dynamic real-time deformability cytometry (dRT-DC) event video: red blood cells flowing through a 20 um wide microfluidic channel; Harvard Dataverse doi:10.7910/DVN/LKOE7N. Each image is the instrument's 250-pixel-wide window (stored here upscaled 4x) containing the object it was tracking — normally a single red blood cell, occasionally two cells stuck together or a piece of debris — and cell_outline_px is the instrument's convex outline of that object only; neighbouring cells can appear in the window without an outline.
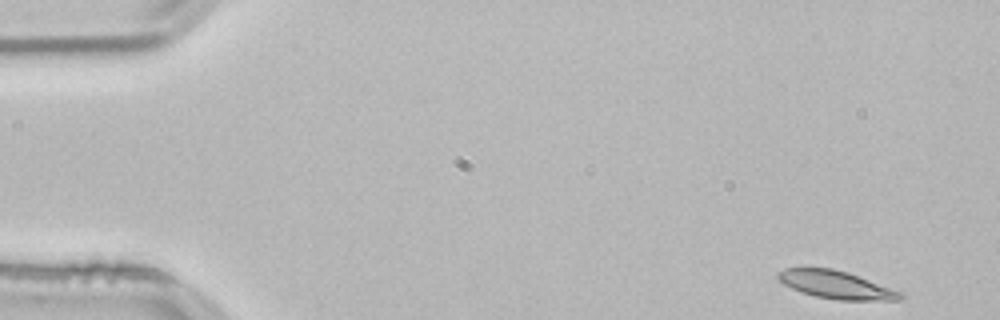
{"species": "common noctule bat (a hibernating species)", "species_latin": "Nyctalus noctula", "temperature_condition": "room temperature", "stored_images_in_passage": 51, "camera_frame_rate_fps": 3000, "um_per_image_px": 0.085, "animal": {"sex": "male", "body_mass_g": 21.5, "forearm_length_mm": 52.0}, "frame": {"image": 1, "passage_image": 1, "time_ms": 0.0, "image_size_px": [1000, 320], "cell_outline_px": [[904, 296], [900, 300], [836, 300], [816, 296], [800, 292], [784, 284], [776, 276], [776, 272], [784, 268], [832, 268], [848, 272], [904, 292]], "centroid_in_image_um": [71.09, 24.2], "position_along_channel_um": 13.9, "area_um2": 20.0}}
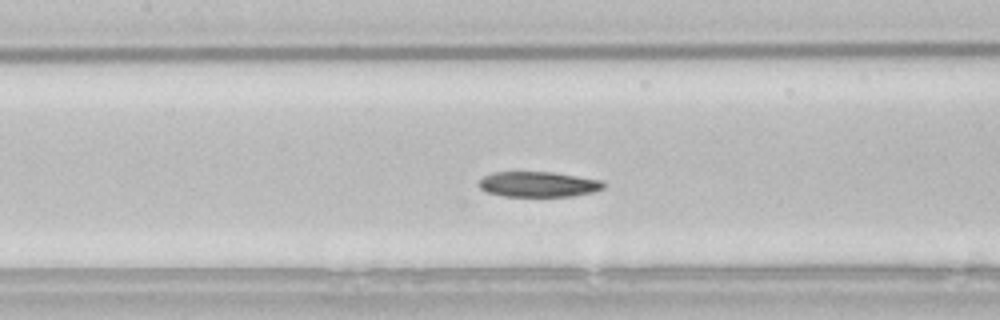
{"frame": {"image": 2, "passage_image": 22, "time_ms": 7.0, "image_size_px": [1000, 320], "cell_outline_px": [[604, 188], [592, 192], [572, 196], [504, 196], [488, 192], [480, 188], [480, 180], [484, 176], [492, 172], [552, 172], [604, 180]], "centroid_in_image_um": [45.79, 15.66], "position_along_channel_um": 161.6, "area_um2": 18.32}}
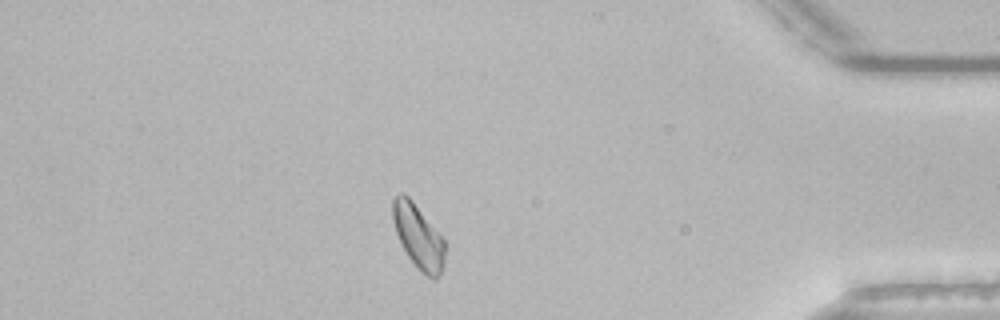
{"frame": {"image": 3, "passage_image": 44, "time_ms": 14.333, "image_size_px": [1000, 320], "cell_outline_px": [[444, 268], [440, 276], [436, 280], [432, 280], [420, 272], [408, 256], [396, 232], [392, 216], [392, 200], [400, 192], [404, 192], [412, 200], [444, 240]], "centroid_in_image_um": [35.56, 20.14], "position_along_channel_um": 399.6, "area_um2": 19.36}, "authors_computed_cell_mechanics": {"area_um2": 19.5942, "velocity_mm_per_s": 3.7853, "shape_relaxation_time_tau1_ms": 8.5822, "shape_relaxation_time_tau2_ms": null, "deformation_change_tau1": 0.167, "deformation_change_tau2": null}}